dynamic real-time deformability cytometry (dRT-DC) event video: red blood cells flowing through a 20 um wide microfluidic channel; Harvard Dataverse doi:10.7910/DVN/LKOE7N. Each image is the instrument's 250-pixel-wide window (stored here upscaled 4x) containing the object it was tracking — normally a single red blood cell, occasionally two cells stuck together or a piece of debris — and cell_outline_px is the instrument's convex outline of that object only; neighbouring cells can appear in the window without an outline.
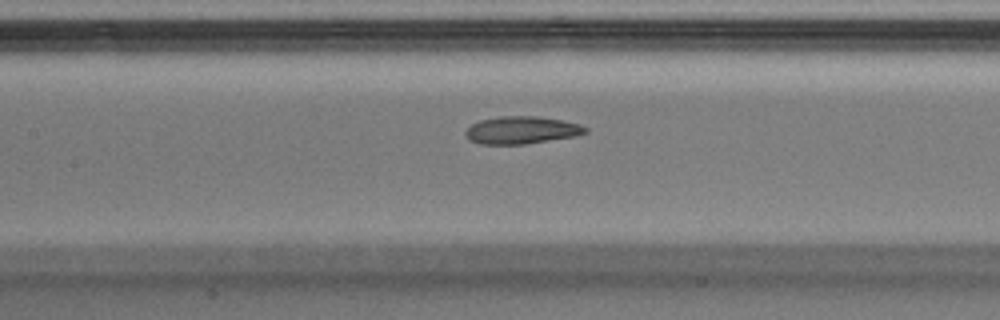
{"species": "Egyptian fruit bat (a non-hibernating species)", "species_latin": "Rousettus aegyptiacus", "temperature_condition": "warm", "stored_images_in_passage": 33, "camera_frame_rate_fps": 3000, "um_per_image_px": 0.085, "animal": {"sex": "male"}, "frame": {"image": 1, "passage_image": 15, "time_ms": 4.667, "image_size_px": [1000, 320], "cell_outline_px": [[588, 132], [576, 136], [524, 144], [480, 144], [468, 140], [464, 132], [472, 124], [480, 120], [500, 116], [536, 116], [560, 120], [580, 124], [588, 128]], "centroid_in_image_um": [44.32, 11.06], "position_along_channel_um": 163.1, "area_um2": 19.19}}
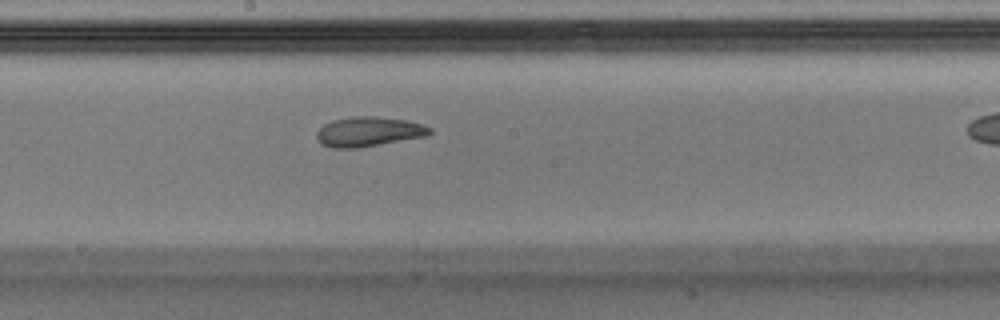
{"frame": {"image": 2, "passage_image": 19, "time_ms": 6.0, "image_size_px": [1000, 320], "cell_outline_px": [[432, 132], [424, 136], [356, 148], [332, 148], [320, 144], [316, 140], [316, 132], [324, 124], [332, 120], [352, 116], [376, 116], [408, 120], [432, 128]], "centroid_in_image_um": [31.27, 11.18], "position_along_channel_um": 216.9, "area_um2": 19.54}}